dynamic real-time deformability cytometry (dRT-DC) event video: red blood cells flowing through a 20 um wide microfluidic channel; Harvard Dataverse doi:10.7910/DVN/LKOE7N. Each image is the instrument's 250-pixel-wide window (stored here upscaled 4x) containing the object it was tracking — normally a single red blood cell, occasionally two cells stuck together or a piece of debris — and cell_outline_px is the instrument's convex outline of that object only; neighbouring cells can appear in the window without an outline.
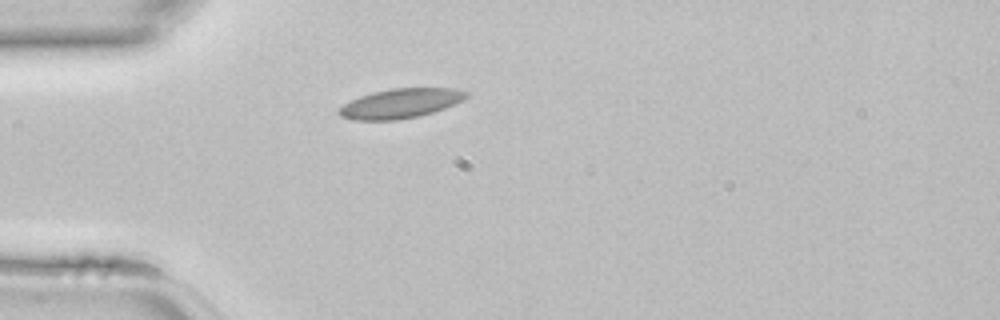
{"species": "common noctule bat (a hibernating species)", "species_latin": "Nyctalus noctula", "temperature_condition": "room temperature", "stored_images_in_passage": 33, "camera_frame_rate_fps": 3000, "um_per_image_px": 0.085, "animal": {"sex": "female", "body_mass_g": 22.7, "forearm_length_mm": 54.2}, "frame": {"image": 1, "passage_image": 1, "time_ms": 0.0, "image_size_px": [1000, 320], "cell_outline_px": [[468, 96], [464, 100], [444, 108], [420, 116], [396, 120], [356, 120], [340, 116], [336, 112], [336, 108], [360, 96], [372, 92], [392, 88], [456, 88], [468, 92]], "centroid_in_image_um": [34.03, 8.79], "position_along_channel_um": 51.0, "area_um2": 22.02}}
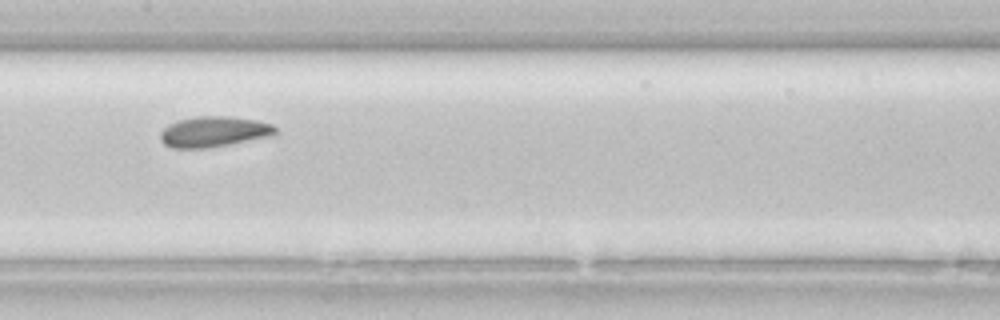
{"frame": {"image": 2, "passage_image": 11, "time_ms": 3.333, "image_size_px": [1000, 320], "cell_outline_px": [[276, 136], [208, 148], [172, 148], [164, 144], [160, 140], [160, 132], [168, 124], [180, 120], [196, 116], [228, 116], [256, 120], [272, 124], [276, 128]], "centroid_in_image_um": [18.2, 11.2], "position_along_channel_um": 189.2, "area_um2": 20.75}}
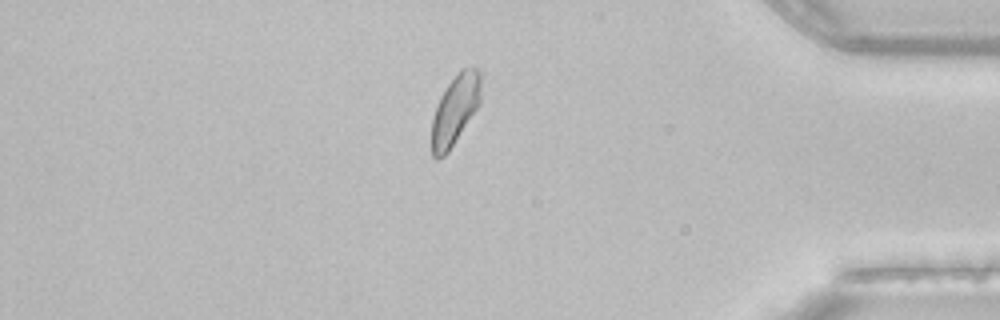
{"frame": {"image": 3, "passage_image": 27, "time_ms": 8.667, "image_size_px": [1000, 320], "cell_outline_px": [[480, 104], [448, 152], [444, 156], [436, 160], [432, 156], [432, 120], [440, 96], [448, 84], [460, 68], [472, 64], [480, 72]], "centroid_in_image_um": [38.69, 9.3], "position_along_channel_um": 396.5, "area_um2": 20.06}}